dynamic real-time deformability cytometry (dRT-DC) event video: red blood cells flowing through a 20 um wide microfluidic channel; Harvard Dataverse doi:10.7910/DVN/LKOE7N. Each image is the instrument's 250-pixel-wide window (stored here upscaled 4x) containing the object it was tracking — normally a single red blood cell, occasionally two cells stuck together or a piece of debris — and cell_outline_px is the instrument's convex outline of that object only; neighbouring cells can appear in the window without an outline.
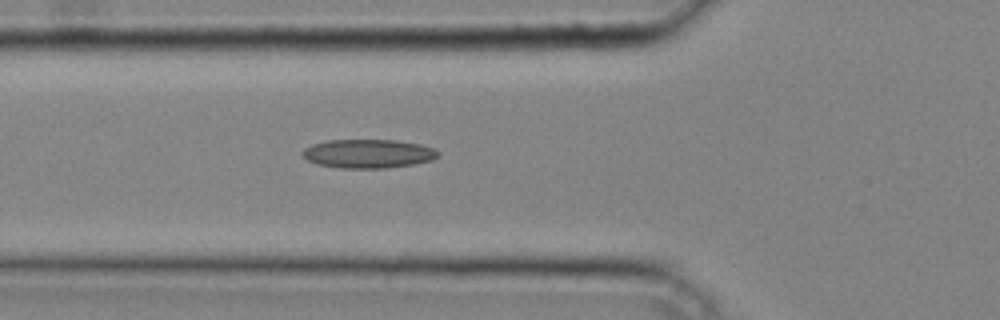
{"species": "common noctule bat (a hibernating species)", "species_latin": "Nyctalus noctula", "temperature_condition": "cold", "stored_images_in_passage": 39, "camera_frame_rate_fps": 3000, "um_per_image_px": 0.085, "animal": {"sex": "male", "body_mass_g": 20.4}, "frame": {"image": 1, "passage_image": 14, "time_ms": 4.333, "image_size_px": [1000, 320], "cell_outline_px": [[440, 156], [432, 160], [412, 164], [384, 168], [340, 168], [316, 164], [308, 160], [304, 156], [304, 148], [312, 144], [328, 140], [396, 140], [420, 144], [432, 148], [440, 152]], "centroid_in_image_um": [31.31, 13.06], "position_along_channel_um": 94.5, "area_um2": 22.66}}
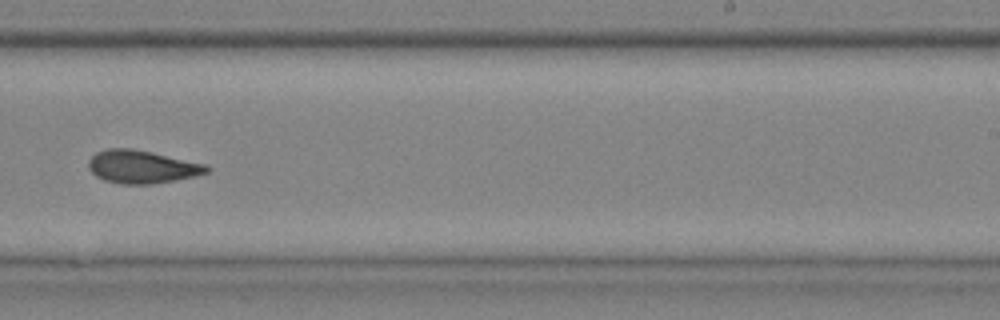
{"frame": {"image": 2, "passage_image": 25, "time_ms": 8.0, "image_size_px": [1000, 320], "cell_outline_px": [[212, 168], [208, 172], [192, 176], [152, 184], [120, 184], [104, 180], [96, 176], [88, 168], [88, 160], [96, 152], [108, 148], [132, 148], [152, 152], [208, 164]], "centroid_in_image_um": [12.05, 14.16], "position_along_channel_um": 276.9, "area_um2": 22.77}}
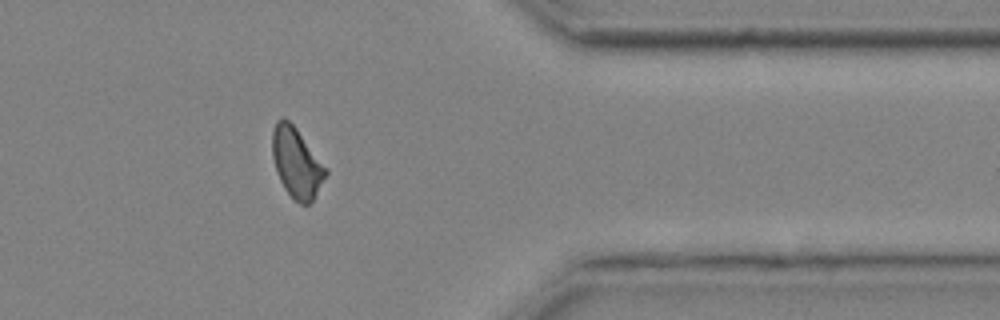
{"frame": {"image": 3, "passage_image": 33, "time_ms": 10.667, "image_size_px": [1000, 320], "cell_outline_px": [[328, 172], [312, 200], [308, 204], [300, 204], [292, 200], [284, 188], [276, 172], [272, 156], [272, 132], [276, 120], [288, 120], [296, 128], [328, 168]], "centroid_in_image_um": [25.2, 13.86], "position_along_channel_um": 386.2, "area_um2": 21.73}}